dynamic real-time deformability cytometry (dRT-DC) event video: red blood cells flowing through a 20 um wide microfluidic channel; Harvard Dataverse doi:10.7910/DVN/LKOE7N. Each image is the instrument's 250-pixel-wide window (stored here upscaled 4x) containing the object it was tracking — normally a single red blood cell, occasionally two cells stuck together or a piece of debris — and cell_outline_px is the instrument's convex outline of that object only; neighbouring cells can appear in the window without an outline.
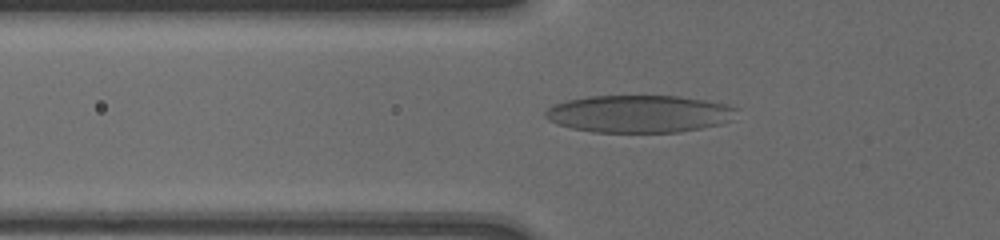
{"species": "human", "species_latin": "Homo sapiens", "temperature_condition": "cold", "stored_images_in_passage": 7, "camera_frame_rate_fps": 3000, "um_per_image_px": 0.085, "donor": {"sex": "male"}, "frame": {"image": 1, "passage_image": 2, "time_ms": 0.333, "image_size_px": [1000, 240], "cell_outline_px": [[736, 108], [732, 120], [724, 124], [680, 132], [592, 132], [572, 128], [556, 124], [548, 120], [544, 116], [544, 112], [552, 104], [568, 100], [588, 96], [680, 96], [728, 104]], "centroid_in_image_um": [54.31, 9.68], "position_along_channel_um": 71.5, "area_um2": 41.96}}